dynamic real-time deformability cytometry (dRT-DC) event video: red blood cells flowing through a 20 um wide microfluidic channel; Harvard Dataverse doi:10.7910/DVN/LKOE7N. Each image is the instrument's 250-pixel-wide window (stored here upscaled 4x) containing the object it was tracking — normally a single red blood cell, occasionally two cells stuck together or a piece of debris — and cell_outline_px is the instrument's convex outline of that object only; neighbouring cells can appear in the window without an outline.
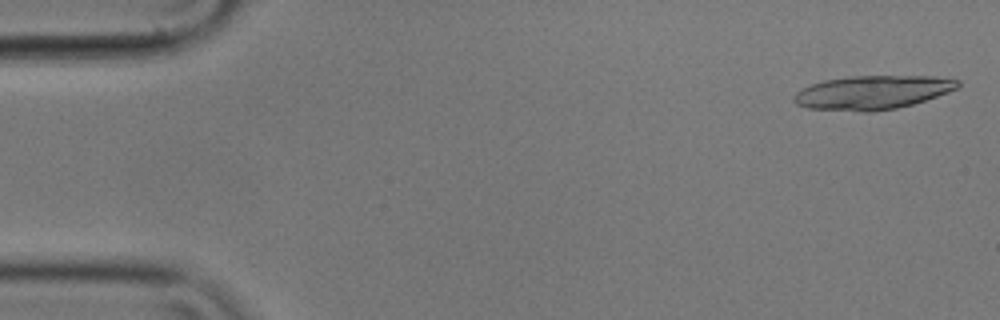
{"species": "common noctule bat (a hibernating species)", "species_latin": "Nyctalus noctula", "temperature_condition": "cold", "stored_images_in_passage": 18, "camera_frame_rate_fps": 3000, "um_per_image_px": 0.085, "animal": {"sex": "male", "body_mass_g": 17.9}, "frame": {"image": 1, "passage_image": 2, "time_ms": 0.333, "image_size_px": [1000, 320], "cell_outline_px": [[960, 84], [956, 88], [948, 92], [912, 104], [896, 108], [872, 112], [864, 112], [808, 108], [796, 104], [792, 100], [792, 96], [796, 92], [812, 84], [824, 80], [852, 76], [932, 76], [960, 80]], "centroid_in_image_um": [74.13, 7.86], "position_along_channel_um": 10.9, "area_um2": 32.14}}